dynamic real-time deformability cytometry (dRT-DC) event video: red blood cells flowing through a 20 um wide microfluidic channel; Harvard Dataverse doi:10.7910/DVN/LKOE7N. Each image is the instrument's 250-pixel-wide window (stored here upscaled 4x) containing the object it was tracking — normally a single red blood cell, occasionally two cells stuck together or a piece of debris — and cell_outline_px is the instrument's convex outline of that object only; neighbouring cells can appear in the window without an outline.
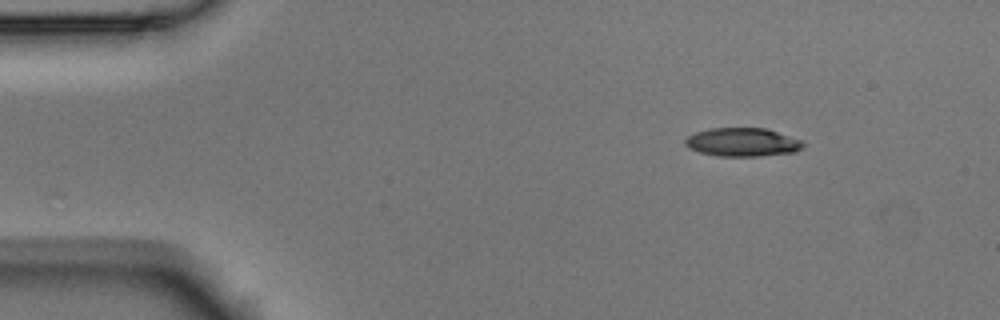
{"species": "Egyptian fruit bat (a non-hibernating species)", "species_latin": "Rousettus aegyptiacus", "temperature_condition": "room temperature", "stored_images_in_passage": 6, "segment_of_instrument_passage": [2, 2], "camera_frame_rate_fps": 3000, "um_per_image_px": 0.085, "animal": {"sex": "male"}, "frame": {"image": 1, "passage_image": 6, "time_ms": 1.667, "image_size_px": [1000, 320], "cell_outline_px": [[804, 144], [796, 152], [760, 156], [720, 156], [700, 152], [688, 148], [684, 144], [684, 140], [688, 136], [696, 132], [708, 128], [764, 128], [804, 140]], "centroid_in_image_um": [63.1, 12.08], "position_along_channel_um": 21.9, "area_um2": 19.65}}